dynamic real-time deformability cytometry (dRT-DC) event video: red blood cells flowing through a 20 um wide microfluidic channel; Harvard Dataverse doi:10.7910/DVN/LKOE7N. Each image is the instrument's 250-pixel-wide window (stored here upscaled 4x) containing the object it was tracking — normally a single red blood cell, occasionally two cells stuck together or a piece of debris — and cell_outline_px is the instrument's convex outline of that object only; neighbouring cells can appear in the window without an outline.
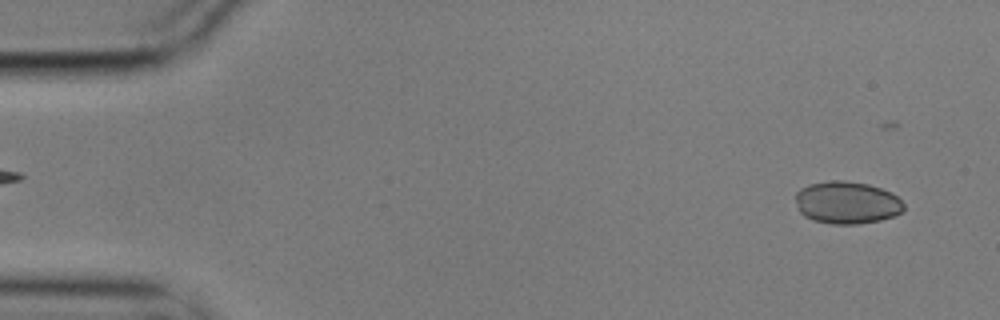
{"species": "common noctule bat (a hibernating species)", "species_latin": "Nyctalus noctula", "temperature_condition": "cold", "stored_images_in_passage": 24, "camera_frame_rate_fps": 3000, "um_per_image_px": 0.085, "animal": {"sex": "male", "body_mass_g": 17.9}, "frame": {"image": 1, "passage_image": 2, "time_ms": 0.333, "image_size_px": [1000, 320], "cell_outline_px": [[904, 208], [900, 212], [892, 216], [880, 220], [856, 224], [832, 224], [812, 220], [804, 216], [800, 212], [796, 200], [796, 192], [800, 188], [808, 184], [832, 180], [844, 180], [868, 184], [892, 192], [904, 204]], "centroid_in_image_um": [71.96, 17.21], "position_along_channel_um": 13.0, "area_um2": 26.76}}
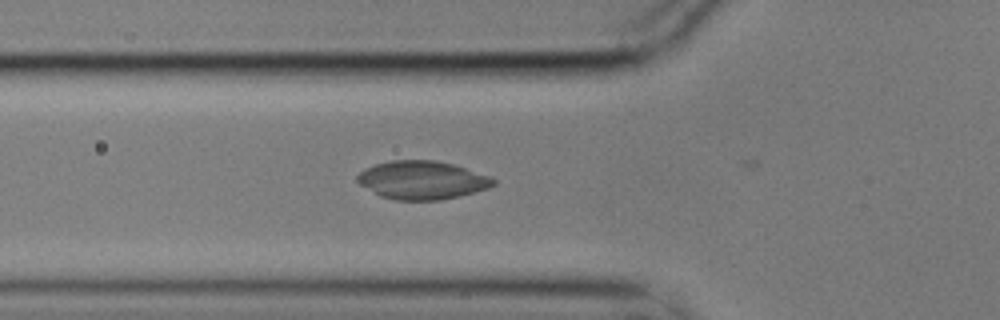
{"frame": {"image": 2, "passage_image": 18, "time_ms": 5.667, "image_size_px": [1000, 320], "cell_outline_px": [[496, 184], [488, 188], [460, 196], [440, 200], [392, 200], [380, 196], [360, 184], [356, 180], [356, 176], [364, 168], [376, 164], [392, 160], [436, 160], [452, 164], [488, 176], [496, 180]], "centroid_in_image_um": [35.85, 15.31], "position_along_channel_um": 89.9, "area_um2": 30.29}}
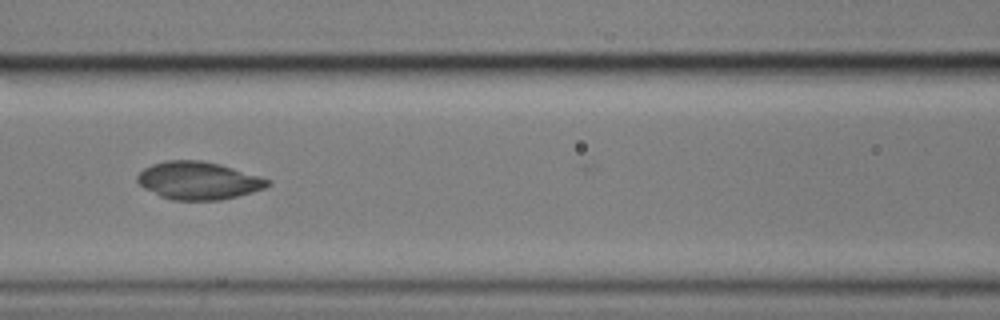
{"frame": {"image": 3, "passage_image": 23, "time_ms": 7.333, "image_size_px": [1000, 320], "cell_outline_px": [[272, 184], [264, 188], [252, 192], [220, 200], [172, 200], [160, 196], [144, 188], [136, 180], [136, 176], [144, 168], [152, 164], [168, 160], [200, 160], [220, 164], [260, 176], [272, 180]], "centroid_in_image_um": [16.87, 15.35], "position_along_channel_um": 149.7, "area_um2": 28.67}}